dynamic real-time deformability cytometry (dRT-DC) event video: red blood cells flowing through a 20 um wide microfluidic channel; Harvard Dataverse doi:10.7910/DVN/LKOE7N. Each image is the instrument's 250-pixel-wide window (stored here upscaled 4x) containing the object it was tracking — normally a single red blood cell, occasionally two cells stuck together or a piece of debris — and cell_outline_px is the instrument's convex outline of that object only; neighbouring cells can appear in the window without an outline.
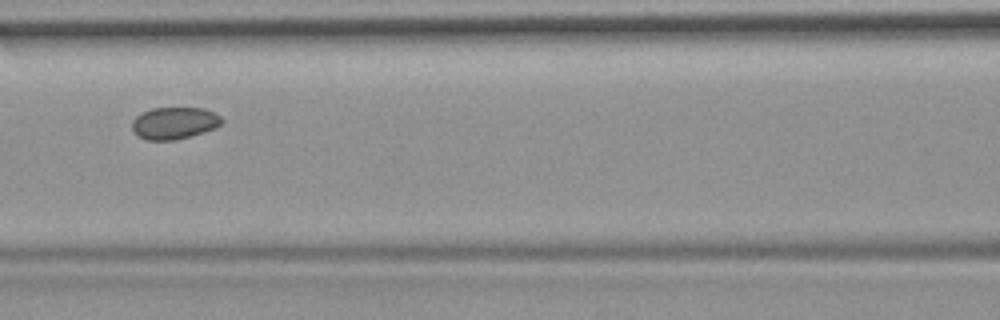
{"species": "common noctule bat (a hibernating species)", "species_latin": "Nyctalus noctula", "temperature_condition": "room temperature", "stored_images_in_passage": 6, "camera_frame_rate_fps": 3000, "um_per_image_px": 0.085, "animal": {"sex": "female", "body_mass_g": 19.9}, "frame": {"image": 1, "passage_image": 4, "time_ms": 3.333, "image_size_px": [1000, 320], "cell_outline_px": [[224, 120], [216, 128], [204, 132], [176, 140], [144, 140], [132, 128], [132, 120], [140, 112], [152, 108], [204, 108], [220, 116]], "centroid_in_image_um": [14.81, 10.46], "position_along_channel_um": 151.8, "area_um2": 16.76}}